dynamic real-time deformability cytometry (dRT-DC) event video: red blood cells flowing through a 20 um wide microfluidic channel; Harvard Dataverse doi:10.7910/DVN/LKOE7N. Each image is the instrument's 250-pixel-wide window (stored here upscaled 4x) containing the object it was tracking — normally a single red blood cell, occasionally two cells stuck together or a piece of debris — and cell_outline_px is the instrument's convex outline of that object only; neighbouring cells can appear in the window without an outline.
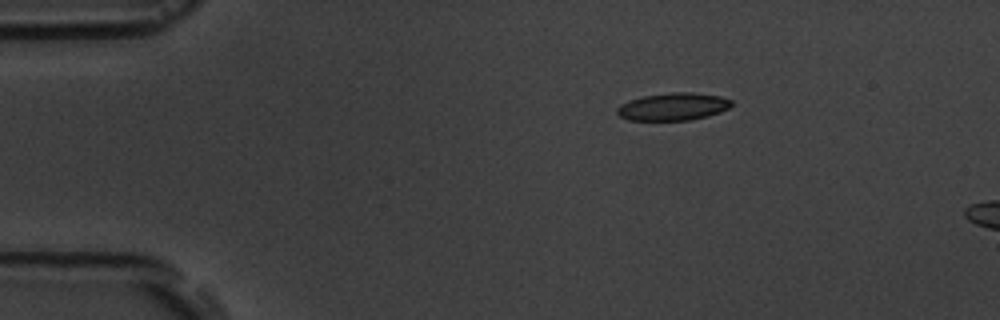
{"species": "common noctule bat (a hibernating species)", "species_latin": "Nyctalus noctula", "temperature_condition": "room temperature", "stored_images_in_passage": 3, "camera_frame_rate_fps": 3000, "um_per_image_px": 0.085, "animal": {"sex": "male", "body_mass_g": 19.5, "forearm_length_mm": 54.6}, "frame": {"image": 1, "passage_image": 1, "time_ms": 0.0, "image_size_px": [1000, 320], "cell_outline_px": [[732, 104], [728, 108], [720, 112], [708, 116], [688, 120], [628, 120], [620, 116], [616, 112], [616, 108], [620, 104], [628, 100], [644, 96], [672, 92], [692, 92], [720, 96], [732, 100]], "centroid_in_image_um": [57.2, 9.06], "position_along_channel_um": 27.8, "area_um2": 18.38}}